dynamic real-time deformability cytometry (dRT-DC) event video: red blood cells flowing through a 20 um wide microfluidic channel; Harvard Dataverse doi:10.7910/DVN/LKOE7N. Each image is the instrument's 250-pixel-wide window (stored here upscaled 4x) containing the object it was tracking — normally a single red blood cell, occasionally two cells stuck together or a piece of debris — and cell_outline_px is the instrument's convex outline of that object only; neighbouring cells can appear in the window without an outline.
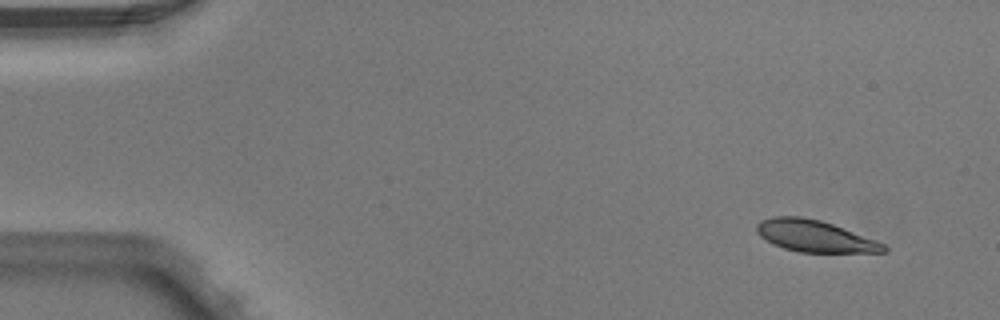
{"species": "Egyptian fruit bat (a non-hibernating species)", "species_latin": "Rousettus aegyptiacus", "temperature_condition": "warm", "stored_images_in_passage": 4, "camera_frame_rate_fps": 3000, "um_per_image_px": 0.085, "animal": {"sex": "male"}, "frame": {"image": 1, "passage_image": 1, "time_ms": 0.0, "image_size_px": [1000, 320], "cell_outline_px": [[888, 252], [800, 252], [784, 248], [772, 244], [760, 236], [756, 232], [756, 224], [760, 220], [772, 216], [800, 216], [820, 220], [832, 224], [876, 240], [884, 244], [888, 248]], "centroid_in_image_um": [69.22, 20.06], "position_along_channel_um": 15.8, "area_um2": 23.41}}
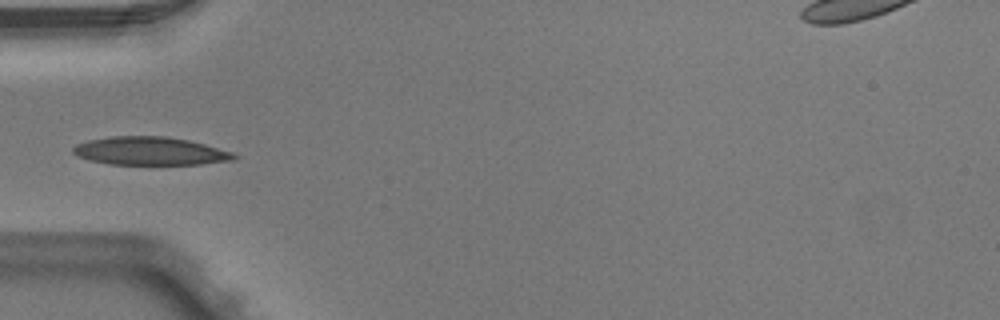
{"frame": {"image": 2, "passage_image": 4, "time_ms": 1.0, "image_size_px": [1000, 320], "cell_outline_px": [[240, 156], [232, 160], [200, 164], [108, 164], [88, 160], [72, 152], [72, 148], [76, 144], [88, 140], [112, 136], [164, 136], [188, 140], [204, 144], [232, 152]], "centroid_in_image_um": [12.74, 12.84], "position_along_channel_um": 72.3, "area_um2": 26.3}}